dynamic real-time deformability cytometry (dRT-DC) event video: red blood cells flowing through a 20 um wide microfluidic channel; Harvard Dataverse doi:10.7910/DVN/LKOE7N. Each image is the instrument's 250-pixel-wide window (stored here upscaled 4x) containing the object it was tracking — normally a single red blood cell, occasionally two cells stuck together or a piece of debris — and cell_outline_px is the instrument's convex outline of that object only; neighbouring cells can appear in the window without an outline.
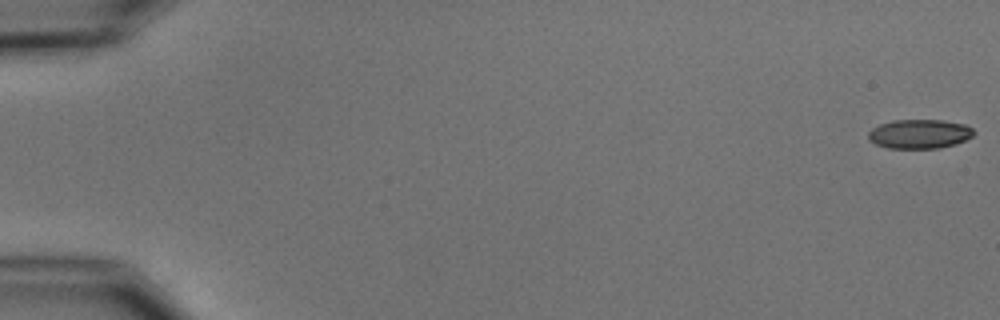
{"species": "common noctule bat (a hibernating species)", "species_latin": "Nyctalus noctula", "temperature_condition": "cold", "stored_images_in_passage": 1, "camera_frame_rate_fps": 3000, "um_per_image_px": 0.085, "animal": {"sex": "male", "body_mass_g": 15.6}, "frame": {"image": 1, "passage_image": 1, "time_ms": 0.0, "image_size_px": [1000, 320], "cell_outline_px": [[976, 132], [972, 136], [956, 144], [940, 148], [888, 148], [876, 144], [868, 140], [868, 132], [872, 128], [880, 124], [892, 120], [944, 120], [964, 124], [972, 128]], "centroid_in_image_um": [78.15, 11.38], "position_along_channel_um": 6.8, "area_um2": 18.03}}